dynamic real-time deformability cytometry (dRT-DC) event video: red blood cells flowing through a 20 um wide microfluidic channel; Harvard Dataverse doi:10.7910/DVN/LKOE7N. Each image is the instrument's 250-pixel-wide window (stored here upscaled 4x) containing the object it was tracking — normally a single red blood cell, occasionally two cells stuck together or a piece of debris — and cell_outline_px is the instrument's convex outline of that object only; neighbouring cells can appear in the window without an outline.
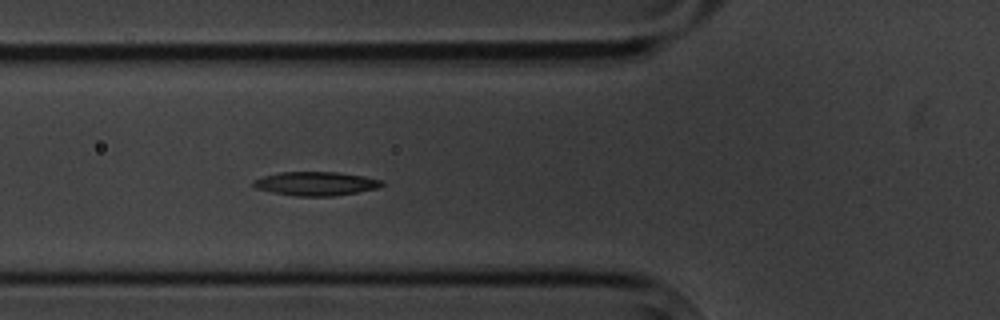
{"species": "common noctule bat (a hibernating species)", "species_latin": "Nyctalus noctula", "temperature_condition": "cold", "stored_images_in_passage": 6, "segment_of_instrument_passage": [1, 2], "camera_frame_rate_fps": 3000, "um_per_image_px": 0.085, "animal": {"sex": "male", "body_mass_g": 20.1, "forearm_length_mm": 53.5}, "frame": {"image": 1, "passage_image": 5, "time_ms": 4.667, "image_size_px": [1000, 320], "cell_outline_px": [[384, 184], [380, 188], [332, 196], [296, 196], [272, 192], [256, 188], [252, 184], [252, 180], [264, 176], [280, 172], [336, 172], [364, 176], [384, 180]], "centroid_in_image_um": [26.87, 15.6], "position_along_channel_um": 98.9, "area_um2": 17.86}}